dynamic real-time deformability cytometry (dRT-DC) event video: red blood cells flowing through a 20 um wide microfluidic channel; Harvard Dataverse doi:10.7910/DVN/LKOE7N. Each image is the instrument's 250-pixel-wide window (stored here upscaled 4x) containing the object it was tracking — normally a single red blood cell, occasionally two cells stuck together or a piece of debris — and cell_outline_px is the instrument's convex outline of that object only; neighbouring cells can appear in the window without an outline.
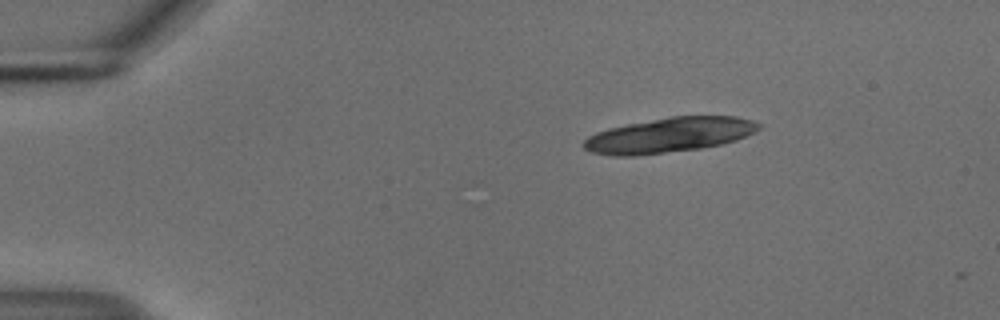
{"species": "common noctule bat (a hibernating species)", "species_latin": "Nyctalus noctula", "temperature_condition": "cold", "stored_images_in_passage": 2, "camera_frame_rate_fps": 3000, "um_per_image_px": 0.085, "animal": {"sex": "male", "body_mass_g": 18.8}, "frame": {"image": 1, "passage_image": 1, "time_ms": 0.0, "image_size_px": [1000, 320], "cell_outline_px": [[760, 128], [756, 132], [736, 140], [720, 144], [700, 148], [636, 156], [612, 156], [592, 152], [584, 148], [580, 144], [588, 136], [596, 132], [608, 128], [628, 124], [672, 116], [736, 116], [752, 120], [760, 124]], "centroid_in_image_um": [56.87, 11.48], "position_along_channel_um": 28.1, "area_um2": 35.6}}